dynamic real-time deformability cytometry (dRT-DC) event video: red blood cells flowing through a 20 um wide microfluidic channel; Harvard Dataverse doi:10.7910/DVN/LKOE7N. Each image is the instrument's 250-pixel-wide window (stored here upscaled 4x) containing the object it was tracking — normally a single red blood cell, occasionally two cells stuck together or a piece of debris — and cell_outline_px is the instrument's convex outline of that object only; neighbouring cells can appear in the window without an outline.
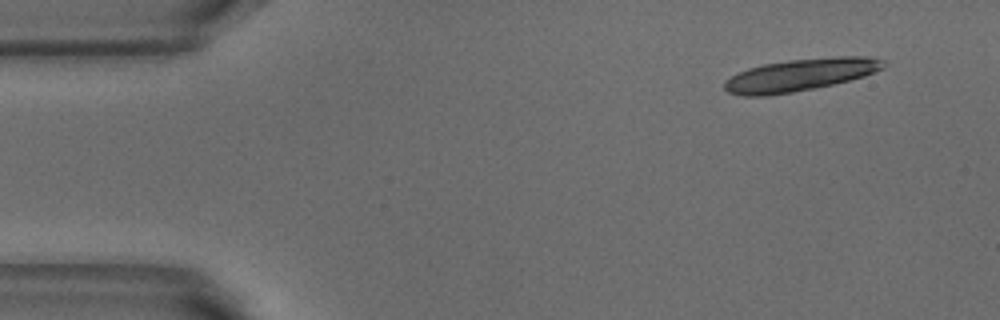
{"species": "common noctule bat (a hibernating species)", "species_latin": "Nyctalus noctula", "temperature_condition": "warm", "stored_images_in_passage": 9, "segment_of_instrument_passage": [1, 2], "camera_frame_rate_fps": 3000, "um_per_image_px": 0.085, "animal": {"sex": "male", "body_mass_g": 18.8}, "frame": {"image": 1, "passage_image": 1, "time_ms": 0.0, "image_size_px": [1000, 320], "cell_outline_px": [[888, 64], [884, 68], [876, 72], [864, 76], [816, 88], [768, 96], [744, 96], [728, 92], [724, 88], [724, 80], [748, 68], [764, 64], [788, 60], [836, 56], [868, 56], [884, 60]], "centroid_in_image_um": [68.05, 6.36], "position_along_channel_um": 16.9, "area_um2": 30.06}}